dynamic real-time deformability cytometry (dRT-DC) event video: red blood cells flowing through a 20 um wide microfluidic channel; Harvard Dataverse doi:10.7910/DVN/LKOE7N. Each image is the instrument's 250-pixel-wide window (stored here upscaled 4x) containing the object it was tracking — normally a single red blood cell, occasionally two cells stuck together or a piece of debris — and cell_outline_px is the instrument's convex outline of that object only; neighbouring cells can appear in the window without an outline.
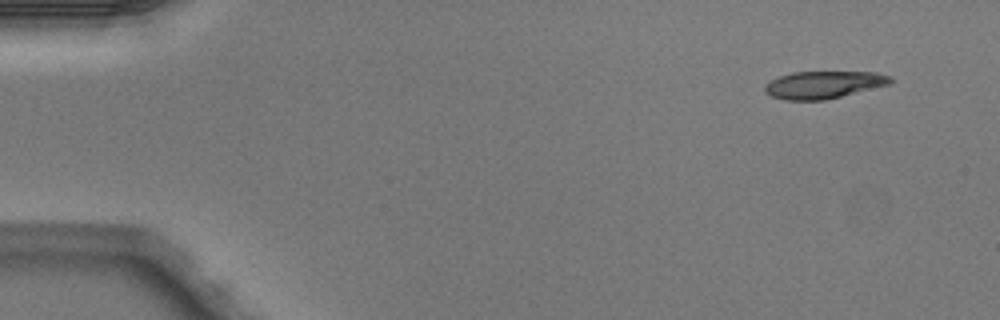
{"species": "Egyptian fruit bat (a non-hibernating species)", "species_latin": "Rousettus aegyptiacus", "temperature_condition": "warm", "stored_images_in_passage": 3, "camera_frame_rate_fps": 3000, "um_per_image_px": 0.085, "animal": {"sex": "male"}, "frame": {"image": 1, "passage_image": 1, "time_ms": 0.0, "image_size_px": [1000, 320], "cell_outline_px": [[892, 84], [824, 100], [784, 100], [772, 96], [764, 92], [764, 84], [780, 76], [792, 72], [876, 72], [892, 76]], "centroid_in_image_um": [70.02, 7.2], "position_along_channel_um": 15.0, "area_um2": 20.11}}